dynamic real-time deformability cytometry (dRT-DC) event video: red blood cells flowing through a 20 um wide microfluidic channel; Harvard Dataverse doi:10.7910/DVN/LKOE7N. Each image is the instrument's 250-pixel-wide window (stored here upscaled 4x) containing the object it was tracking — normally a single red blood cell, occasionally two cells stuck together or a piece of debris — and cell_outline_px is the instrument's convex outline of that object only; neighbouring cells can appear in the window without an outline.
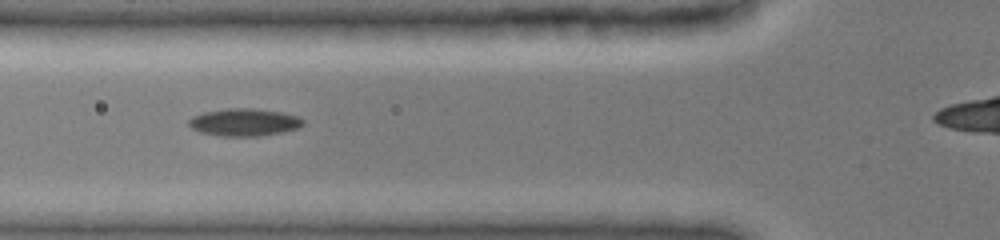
{"species": "common noctule bat (a hibernating species)", "species_latin": "Nyctalus noctula", "temperature_condition": "cold", "stored_images_in_passage": 17, "camera_frame_rate_fps": 3000, "um_per_image_px": 0.085, "animal": {"sex": "female", "body_mass_g": 19.0, "forearm_length_mm": 51.5}, "frame": {"image": 1, "passage_image": 2, "time_ms": 0.667, "image_size_px": [1000, 240], "cell_outline_px": [[304, 124], [300, 128], [280, 132], [256, 136], [220, 136], [200, 132], [192, 128], [188, 124], [188, 120], [192, 116], [204, 112], [228, 108], [252, 108], [284, 112], [300, 116], [304, 120]], "centroid_in_image_um": [20.78, 10.38], "position_along_channel_um": 105.0, "area_um2": 18.44}}
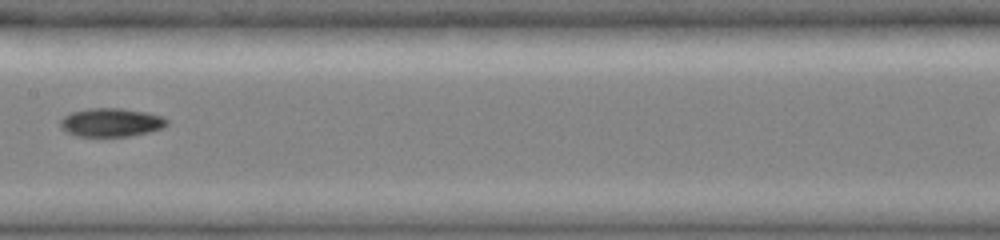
{"frame": {"image": 2, "passage_image": 6, "time_ms": 3.0, "image_size_px": [1000, 240], "cell_outline_px": [[168, 124], [164, 128], [148, 132], [128, 136], [76, 136], [60, 128], [60, 120], [64, 116], [72, 112], [88, 108], [120, 108], [148, 112], [160, 116], [168, 120]], "centroid_in_image_um": [9.45, 10.4], "position_along_channel_um": 198.0, "area_um2": 17.74}}
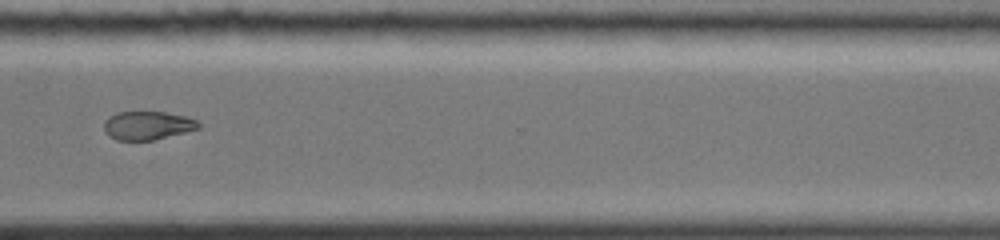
{"frame": {"image": 3, "passage_image": 13, "time_ms": 7.0, "image_size_px": [1000, 240], "cell_outline_px": [[200, 128], [152, 140], [116, 140], [108, 136], [104, 132], [104, 120], [108, 116], [116, 112], [164, 112], [188, 116], [196, 120], [200, 124]], "centroid_in_image_um": [12.5, 10.66], "position_along_channel_um": 358.1, "area_um2": 15.78}}